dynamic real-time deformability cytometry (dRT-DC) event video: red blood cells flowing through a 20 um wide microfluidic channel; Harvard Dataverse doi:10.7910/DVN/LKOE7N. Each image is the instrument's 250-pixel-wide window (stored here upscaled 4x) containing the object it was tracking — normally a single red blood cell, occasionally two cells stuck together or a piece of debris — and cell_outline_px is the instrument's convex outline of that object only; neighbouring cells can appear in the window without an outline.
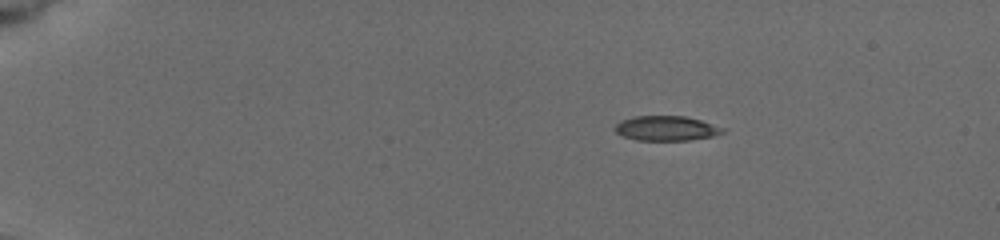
{"species": "common noctule bat (a hibernating species)", "species_latin": "Nyctalus noctula", "temperature_condition": "cold", "stored_images_in_passage": 17, "camera_frame_rate_fps": 3000, "um_per_image_px": 0.085, "animal": {"sex": "female", "body_mass_g": 19.5, "forearm_length_mm": 54.1}, "frame": {"image": 1, "passage_image": 1, "time_ms": 0.0, "image_size_px": [1000, 240], "cell_outline_px": [[728, 128], [724, 132], [712, 136], [688, 140], [636, 140], [624, 136], [616, 132], [612, 128], [620, 120], [632, 116], [684, 116], [700, 120]], "centroid_in_image_um": [56.63, 10.9], "position_along_channel_um": 28.4, "area_um2": 15.66}}
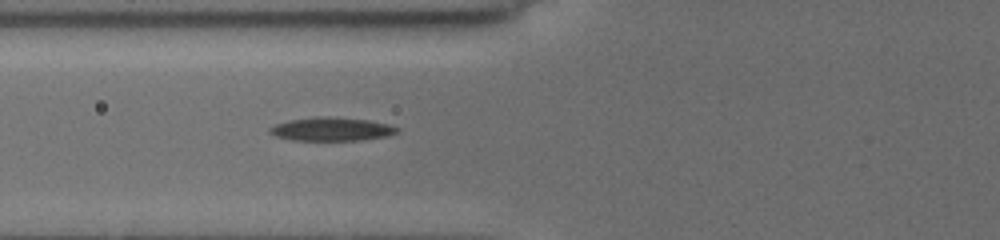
{"frame": {"image": 2, "passage_image": 10, "time_ms": 4.333, "image_size_px": [1000, 240], "cell_outline_px": [[400, 128], [396, 132], [384, 136], [360, 140], [292, 140], [276, 136], [268, 132], [276, 124], [288, 120], [312, 116], [328, 116], [368, 120], [388, 124]], "centroid_in_image_um": [28.15, 10.96], "position_along_channel_um": 97.6, "area_um2": 17.28}}
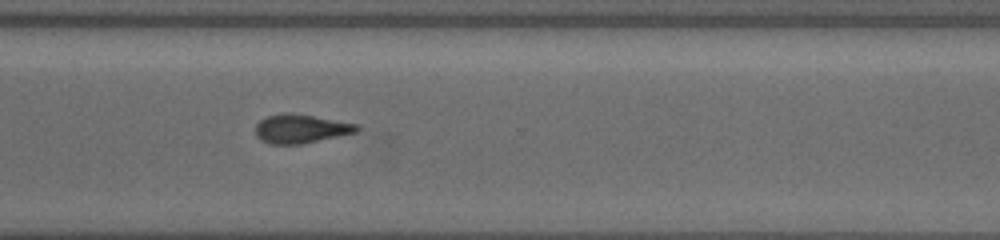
{"frame": {"image": 3, "passage_image": 17, "time_ms": 10.667, "image_size_px": [1000, 240], "cell_outline_px": [[360, 128], [356, 132], [300, 144], [272, 144], [260, 140], [256, 136], [256, 124], [260, 120], [268, 116], [292, 112], [356, 124]], "centroid_in_image_um": [25.53, 10.94], "position_along_channel_um": 345.1, "area_um2": 16.7}}